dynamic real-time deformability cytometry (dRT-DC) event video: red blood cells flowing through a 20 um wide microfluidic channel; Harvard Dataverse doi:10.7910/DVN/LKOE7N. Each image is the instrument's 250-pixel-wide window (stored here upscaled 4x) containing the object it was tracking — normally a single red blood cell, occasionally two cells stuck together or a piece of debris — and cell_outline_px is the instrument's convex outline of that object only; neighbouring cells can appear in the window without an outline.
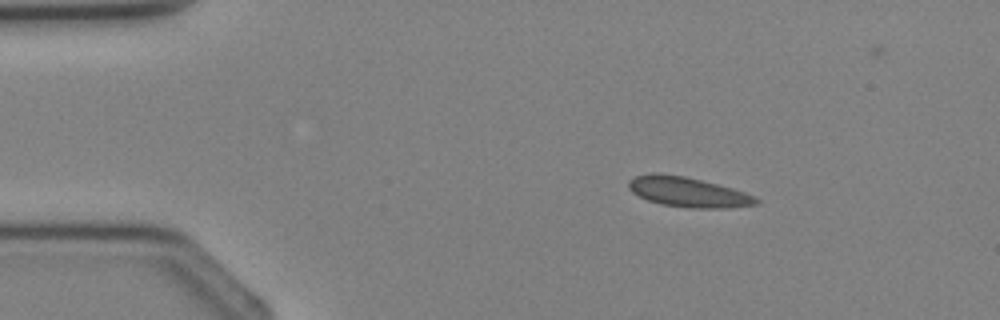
{"species": "Egyptian fruit bat (a non-hibernating species)", "species_latin": "Rousettus aegyptiacus", "temperature_condition": "cold", "stored_images_in_passage": 3, "camera_frame_rate_fps": 3000, "um_per_image_px": 0.085, "animal": {"sex": "female"}, "frame": {"image": 1, "passage_image": 1, "time_ms": 0.0, "image_size_px": [1000, 320], "cell_outline_px": [[760, 200], [756, 204], [724, 208], [692, 208], [660, 204], [648, 200], [632, 192], [628, 188], [628, 180], [636, 176], [652, 172], [660, 172], [684, 176], [732, 188], [744, 192]], "centroid_in_image_um": [58.41, 16.31], "position_along_channel_um": 26.6, "area_um2": 22.08}}
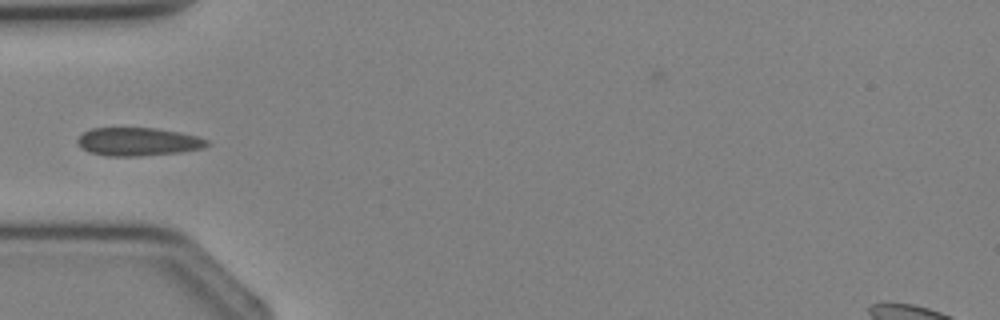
{"frame": {"image": 2, "passage_image": 3, "time_ms": 2.0, "image_size_px": [1000, 320], "cell_outline_px": [[208, 144], [204, 148], [180, 152], [140, 156], [108, 156], [88, 152], [80, 148], [76, 140], [84, 132], [92, 128], [156, 128], [180, 132], [200, 136], [208, 140]], "centroid_in_image_um": [11.74, 12.04], "position_along_channel_um": 73.3, "area_um2": 21.44}}